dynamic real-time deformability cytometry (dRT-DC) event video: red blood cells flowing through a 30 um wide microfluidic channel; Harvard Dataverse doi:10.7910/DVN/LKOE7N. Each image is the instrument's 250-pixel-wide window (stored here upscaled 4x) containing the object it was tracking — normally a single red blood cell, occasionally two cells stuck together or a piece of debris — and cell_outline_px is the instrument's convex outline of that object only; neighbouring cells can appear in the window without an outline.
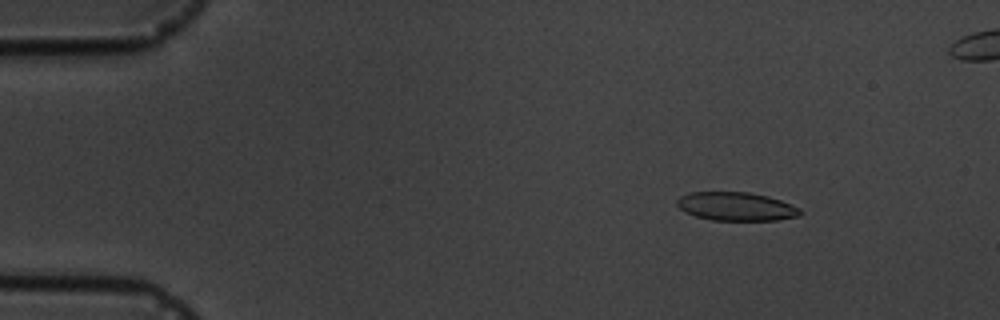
{"species": "common noctule bat (a hibernating species)", "species_latin": "Nyctalus noctula", "temperature_condition": "cold", "stored_images_in_passage": 5, "camera_frame_rate_fps": 3000, "um_per_image_px": 0.085, "animal": {"sex": "male", "body_mass_g": 19.5, "forearm_length_mm": 54.6}, "frame": {"image": 1, "passage_image": 2, "time_ms": 1.333, "image_size_px": [1000, 320], "cell_outline_px": [[804, 212], [800, 216], [776, 220], [712, 220], [696, 216], [680, 208], [676, 204], [676, 200], [680, 196], [692, 192], [748, 192], [768, 196], [780, 200], [800, 208]], "centroid_in_image_um": [62.61, 17.55], "position_along_channel_um": 22.4, "area_um2": 20.4}}